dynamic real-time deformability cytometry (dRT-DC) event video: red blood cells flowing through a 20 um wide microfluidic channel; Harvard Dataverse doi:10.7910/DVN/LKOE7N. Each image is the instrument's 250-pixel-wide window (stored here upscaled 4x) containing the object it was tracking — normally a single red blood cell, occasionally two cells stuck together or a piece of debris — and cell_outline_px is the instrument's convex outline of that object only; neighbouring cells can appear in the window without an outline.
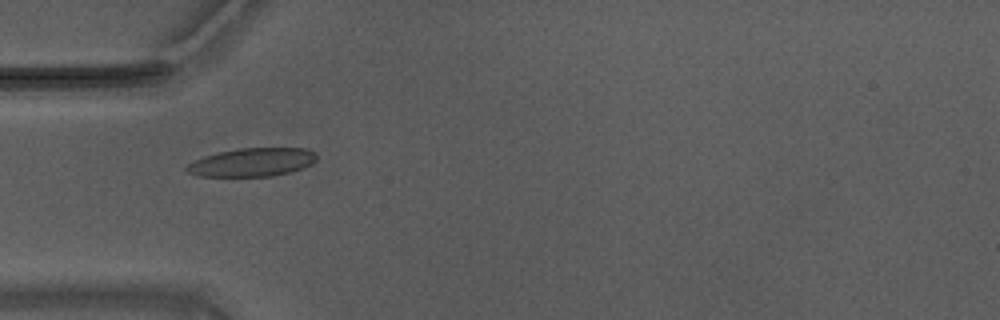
{"species": "Egyptian fruit bat (a non-hibernating species)", "species_latin": "Rousettus aegyptiacus", "temperature_condition": "warm", "stored_images_in_passage": 32, "camera_frame_rate_fps": 3000, "um_per_image_px": 0.085, "animal": {"sex": "male"}, "frame": {"image": 1, "passage_image": 4, "time_ms": 1.0, "image_size_px": [1000, 320], "cell_outline_px": [[316, 160], [312, 164], [288, 172], [272, 176], [200, 176], [188, 172], [184, 168], [188, 164], [204, 156], [220, 152], [240, 148], [308, 148], [316, 152]], "centroid_in_image_um": [21.46, 13.78], "position_along_channel_um": 63.5, "area_um2": 21.33}}
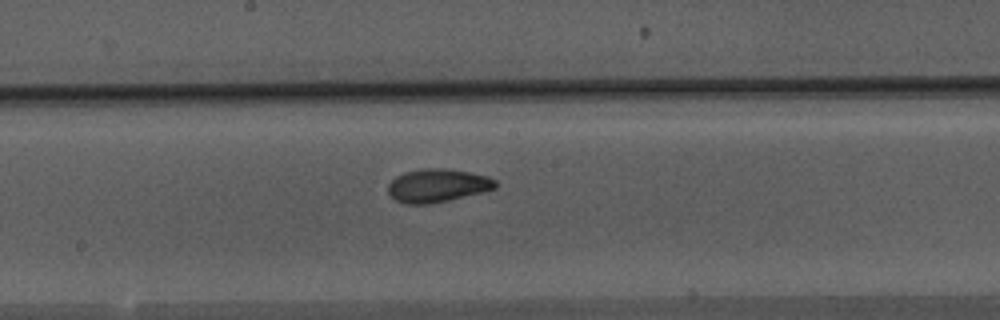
{"frame": {"image": 2, "passage_image": 16, "time_ms": 5.0, "image_size_px": [1000, 320], "cell_outline_px": [[496, 188], [448, 200], [428, 204], [408, 204], [396, 200], [388, 192], [388, 184], [396, 176], [408, 172], [424, 168], [448, 168], [488, 176], [496, 180]], "centroid_in_image_um": [37.18, 15.76], "position_along_channel_um": 211.0, "area_um2": 20.52}}
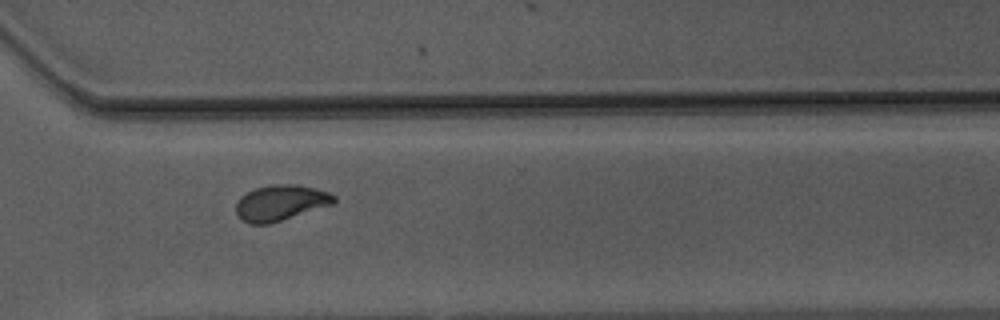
{"frame": {"image": 3, "passage_image": 27, "time_ms": 8.667, "image_size_px": [1000, 320], "cell_outline_px": [[336, 200], [332, 204], [268, 224], [248, 224], [240, 220], [236, 212], [236, 204], [240, 196], [256, 188], [276, 184], [300, 184], [316, 188], [328, 192], [336, 196]], "centroid_in_image_um": [23.83, 17.23], "position_along_channel_um": 346.8, "area_um2": 20.29}, "authors_computed_cell_mechanics": {"area_um2": 20.0566, "velocity_mm_per_s": 3.7001, "shape_relaxation_time_tau1_ms": 7.8857, "shape_relaxation_time_tau2_ms": 1.9034, "deformation_change_tau1": 0.2151, "deformation_change_tau2": 0.0711}}